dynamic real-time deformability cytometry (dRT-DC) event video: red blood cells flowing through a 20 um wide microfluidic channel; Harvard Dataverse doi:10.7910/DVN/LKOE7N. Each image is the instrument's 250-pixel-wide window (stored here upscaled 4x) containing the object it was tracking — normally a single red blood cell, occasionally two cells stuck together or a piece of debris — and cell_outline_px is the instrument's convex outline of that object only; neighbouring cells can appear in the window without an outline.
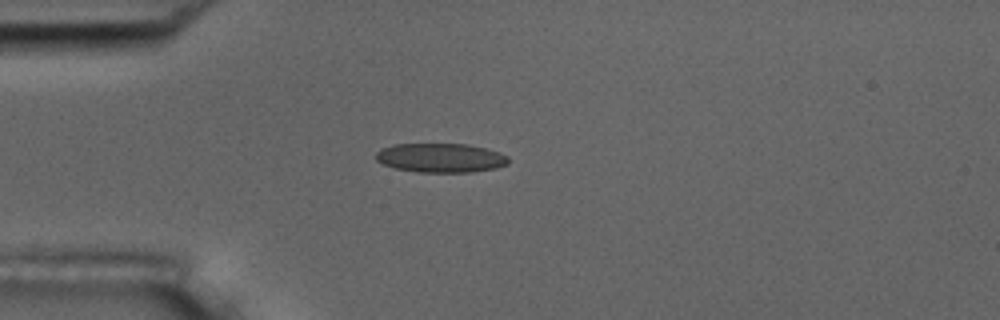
{"species": "common noctule bat (a hibernating species)", "species_latin": "Nyctalus noctula", "temperature_condition": "room temperature", "stored_images_in_passage": 9, "camera_frame_rate_fps": 3000, "um_per_image_px": 0.085, "animal": {"sex": "male", "body_mass_g": 17.5, "forearm_length_mm": 52.3}, "frame": {"image": 1, "passage_image": 3, "time_ms": 2.333, "image_size_px": [1000, 320], "cell_outline_px": [[508, 164], [496, 168], [472, 172], [420, 172], [396, 168], [384, 164], [376, 160], [376, 152], [392, 144], [468, 144], [500, 152], [508, 156]], "centroid_in_image_um": [37.48, 13.41], "position_along_channel_um": 47.5, "area_um2": 22.43}}
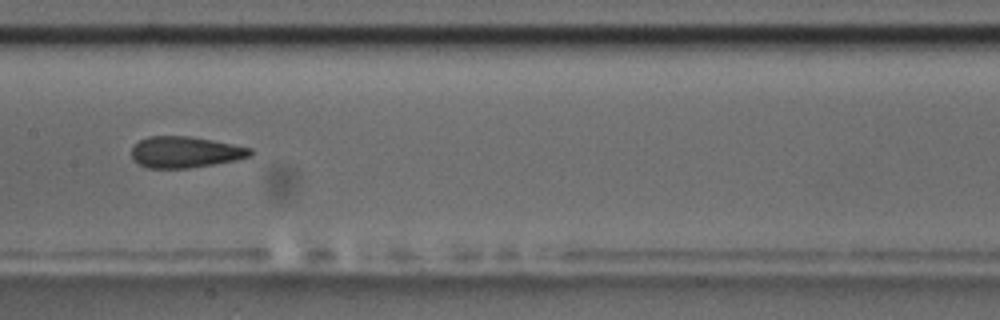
{"frame": {"image": 2, "passage_image": 7, "time_ms": 6.667, "image_size_px": [1000, 320], "cell_outline_px": [[252, 156], [236, 160], [188, 168], [144, 168], [132, 160], [132, 144], [148, 136], [188, 136], [212, 140], [252, 148]], "centroid_in_image_um": [15.7, 12.93], "position_along_channel_um": 191.7, "area_um2": 21.73}}
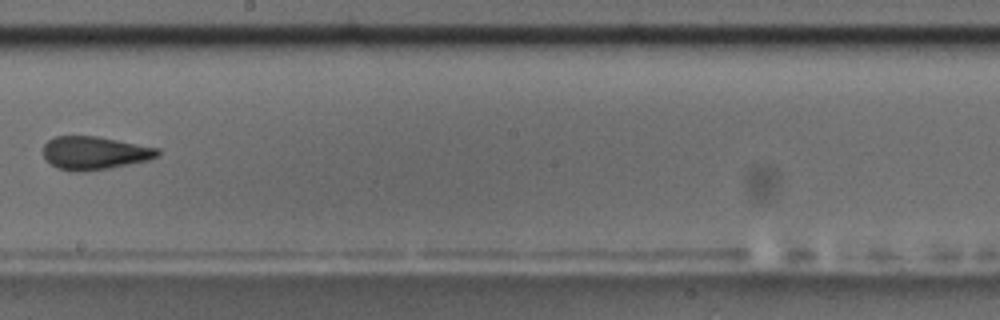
{"frame": {"image": 3, "passage_image": 8, "time_ms": 8.0, "image_size_px": [1000, 320], "cell_outline_px": [[160, 156], [148, 160], [108, 168], [76, 172], [72, 172], [56, 168], [44, 156], [44, 144], [48, 140], [56, 136], [96, 136], [160, 148]], "centroid_in_image_um": [8.05, 13.0], "position_along_channel_um": 240.1, "area_um2": 22.02}}